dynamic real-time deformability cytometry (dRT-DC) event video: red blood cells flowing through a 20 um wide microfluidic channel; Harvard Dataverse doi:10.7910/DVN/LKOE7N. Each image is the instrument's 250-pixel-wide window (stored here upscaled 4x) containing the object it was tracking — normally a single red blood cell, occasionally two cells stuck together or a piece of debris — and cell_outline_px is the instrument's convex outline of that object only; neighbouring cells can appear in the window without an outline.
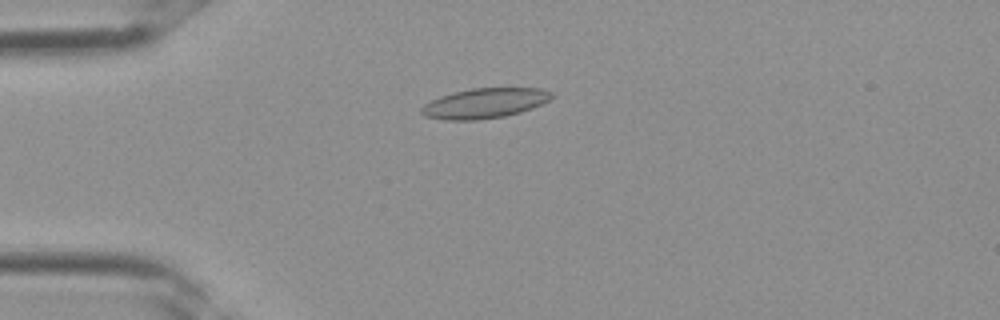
{"species": "Egyptian fruit bat (a non-hibernating species)", "species_latin": "Rousettus aegyptiacus", "temperature_condition": "room temperature", "stored_images_in_passage": 2, "camera_frame_rate_fps": 3000, "um_per_image_px": 0.085, "frame": {"image": 1, "passage_image": 2, "time_ms": 0.333, "image_size_px": [1000, 320], "cell_outline_px": [[556, 96], [532, 108], [520, 112], [504, 116], [476, 120], [444, 120], [424, 116], [420, 112], [420, 108], [424, 104], [440, 96], [452, 92], [472, 88], [540, 88], [552, 92]], "centroid_in_image_um": [41.17, 8.77], "position_along_channel_um": 43.8, "area_um2": 22.83}}